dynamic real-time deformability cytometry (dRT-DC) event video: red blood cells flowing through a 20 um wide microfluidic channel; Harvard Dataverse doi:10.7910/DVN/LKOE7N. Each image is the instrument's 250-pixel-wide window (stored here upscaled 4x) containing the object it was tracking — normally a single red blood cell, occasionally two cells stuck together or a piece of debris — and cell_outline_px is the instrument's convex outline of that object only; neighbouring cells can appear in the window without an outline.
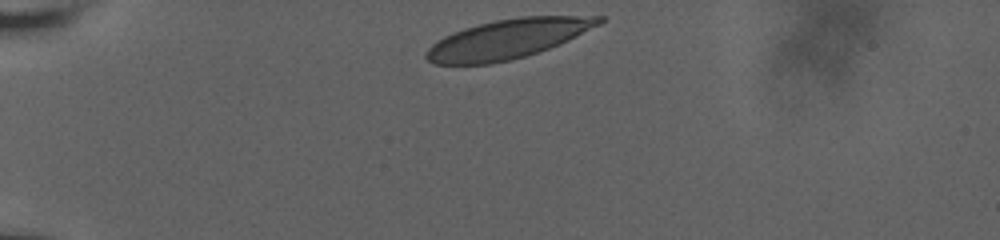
{"species": "human", "species_latin": "Homo sapiens", "temperature_condition": "room temperature", "stored_images_in_passage": 20, "camera_frame_rate_fps": 3000, "um_per_image_px": 0.085, "donor": {"sex": "male"}, "frame": {"image": 1, "passage_image": 1, "time_ms": 0.0, "image_size_px": [1000, 240], "cell_outline_px": [[604, 20], [600, 24], [548, 48], [524, 56], [508, 60], [488, 64], [436, 64], [428, 60], [424, 56], [428, 48], [432, 44], [444, 36], [452, 32], [464, 28], [496, 20], [520, 16], [604, 16]], "centroid_in_image_um": [43.11, 3.3], "position_along_channel_um": 41.9, "area_um2": 38.9}}
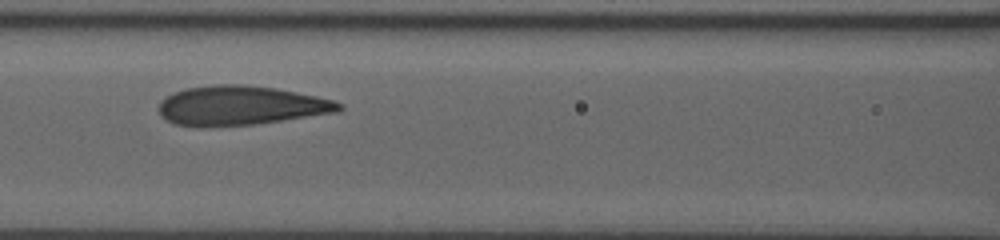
{"frame": {"image": 2, "passage_image": 14, "time_ms": 4.333, "image_size_px": [1000, 240], "cell_outline_px": [[344, 108], [336, 112], [252, 124], [200, 128], [172, 124], [160, 116], [160, 100], [172, 92], [184, 88], [216, 84], [244, 84], [276, 88], [316, 96], [332, 100], [344, 104]], "centroid_in_image_um": [20.38, 8.97], "position_along_channel_um": 146.2, "area_um2": 41.56}}
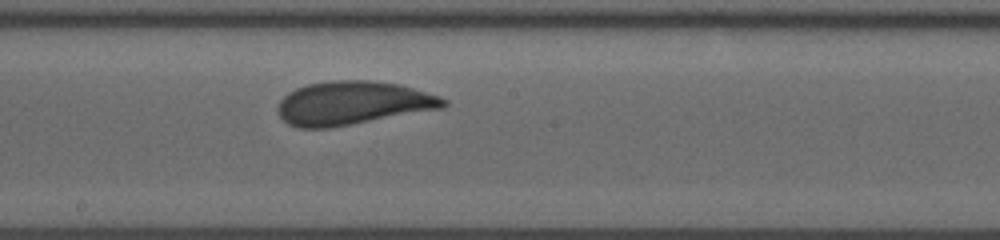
{"frame": {"image": 3, "passage_image": 20, "time_ms": 6.333, "image_size_px": [1000, 240], "cell_outline_px": [[448, 104], [440, 108], [328, 128], [300, 128], [288, 124], [280, 116], [280, 100], [288, 92], [296, 88], [308, 84], [332, 80], [368, 80], [400, 84], [440, 96], [448, 100]], "centroid_in_image_um": [29.98, 8.75], "position_along_channel_um": 218.2, "area_um2": 41.5}}